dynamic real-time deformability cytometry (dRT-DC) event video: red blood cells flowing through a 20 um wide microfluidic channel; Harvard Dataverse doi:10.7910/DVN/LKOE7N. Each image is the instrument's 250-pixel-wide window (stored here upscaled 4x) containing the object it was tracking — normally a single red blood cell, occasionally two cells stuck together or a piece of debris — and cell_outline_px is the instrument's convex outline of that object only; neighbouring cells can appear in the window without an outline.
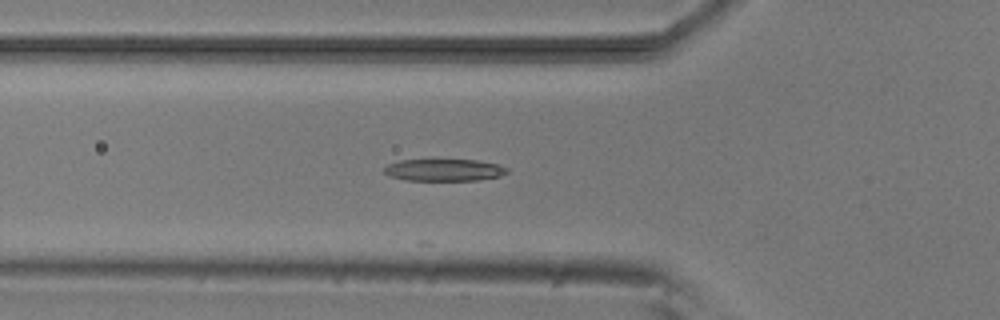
{"species": "common noctule bat (a hibernating species)", "species_latin": "Nyctalus noctula", "temperature_condition": "room temperature", "stored_images_in_passage": 2, "camera_frame_rate_fps": 3000, "um_per_image_px": 0.085, "animal": {"sex": "male", "body_mass_g": 20.5, "forearm_length_mm": 52.5}, "frame": {"image": 1, "passage_image": 2, "time_ms": 1.333, "image_size_px": [1000, 320], "cell_outline_px": [[508, 172], [500, 176], [480, 180], [408, 180], [392, 176], [384, 172], [384, 168], [388, 164], [400, 160], [476, 160], [496, 164], [508, 168]], "centroid_in_image_um": [37.78, 14.45], "position_along_channel_um": 88.0, "area_um2": 15.55}}